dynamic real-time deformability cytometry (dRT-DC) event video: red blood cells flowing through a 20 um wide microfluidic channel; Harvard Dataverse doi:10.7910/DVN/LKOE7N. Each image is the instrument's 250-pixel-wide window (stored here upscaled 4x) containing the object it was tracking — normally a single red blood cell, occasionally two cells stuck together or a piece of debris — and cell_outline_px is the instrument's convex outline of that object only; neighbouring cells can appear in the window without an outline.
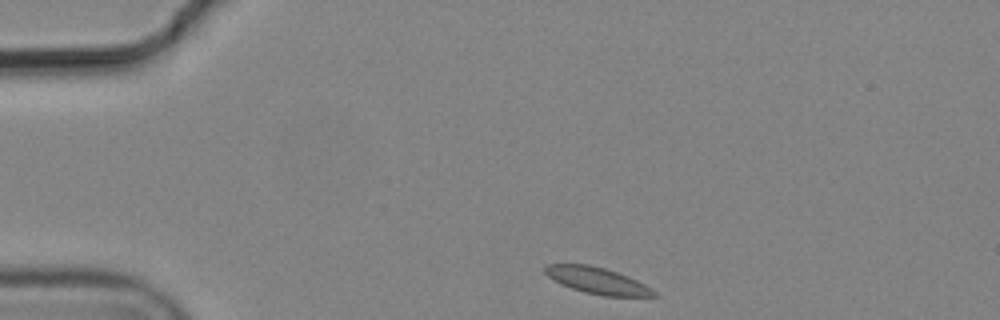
{"species": "common noctule bat (a hibernating species)", "species_latin": "Nyctalus noctula", "temperature_condition": "cold", "stored_images_in_passage": 2, "camera_frame_rate_fps": 3000, "um_per_image_px": 0.085, "animal": {"sex": "male", "body_mass_g": 19.2, "forearm_length_mm": 51.8}, "frame": {"image": 1, "passage_image": 1, "time_ms": 0.0, "image_size_px": [1000, 320], "cell_outline_px": [[660, 296], [604, 296], [584, 292], [560, 284], [552, 280], [544, 272], [544, 268], [548, 264], [588, 264], [604, 268], [628, 276], [652, 288]], "centroid_in_image_um": [50.76, 23.85], "position_along_channel_um": 34.2, "area_um2": 16.76}}